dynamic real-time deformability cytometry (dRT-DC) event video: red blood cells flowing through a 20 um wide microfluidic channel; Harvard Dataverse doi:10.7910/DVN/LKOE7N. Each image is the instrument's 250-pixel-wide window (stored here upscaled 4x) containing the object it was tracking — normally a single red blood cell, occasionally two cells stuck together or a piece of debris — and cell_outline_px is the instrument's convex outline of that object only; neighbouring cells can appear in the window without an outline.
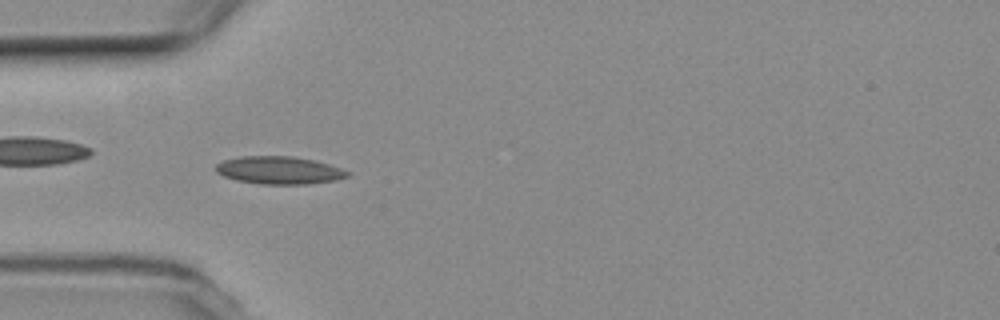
{"species": "common noctule bat (a hibernating species)", "species_latin": "Nyctalus noctula", "temperature_condition": "room temperature", "stored_images_in_passage": 53, "camera_frame_rate_fps": 3000, "um_per_image_px": 0.085, "animal": {"sex": "female", "body_mass_g": 19.3, "forearm_length_mm": 54.1}, "frame": {"image": 1, "passage_image": 15, "time_ms": 4.667, "image_size_px": [1000, 320], "cell_outline_px": [[352, 176], [336, 180], [308, 184], [260, 184], [236, 180], [224, 176], [216, 172], [212, 168], [216, 164], [224, 160], [240, 156], [292, 156], [316, 160], [352, 172]], "centroid_in_image_um": [23.74, 14.47], "position_along_channel_um": 61.3, "area_um2": 21.56}}
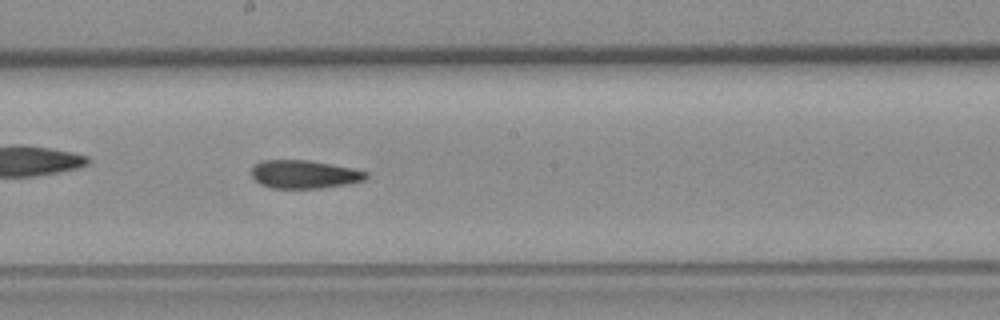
{"frame": {"image": 2, "passage_image": 28, "time_ms": 9.0, "image_size_px": [1000, 320], "cell_outline_px": [[368, 176], [364, 180], [348, 184], [320, 188], [272, 188], [260, 184], [252, 176], [252, 168], [260, 160], [304, 160], [352, 168], [368, 172]], "centroid_in_image_um": [25.85, 14.82], "position_along_channel_um": 222.3, "area_um2": 18.67}}
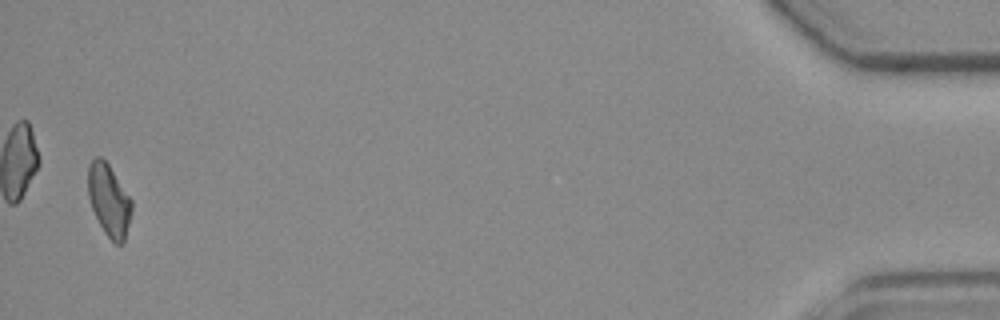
{"frame": {"image": 3, "passage_image": 52, "time_ms": 17.0, "image_size_px": [1000, 320], "cell_outline_px": [[132, 212], [124, 244], [116, 244], [104, 232], [92, 208], [88, 196], [88, 164], [96, 156], [100, 156], [108, 164], [132, 200]], "centroid_in_image_um": [9.27, 17.03], "position_along_channel_um": 425.9, "area_um2": 18.26}, "authors_computed_cell_mechanics": {"area_um2": 19.1896, "velocity_mm_per_s": 3.744, "shape_relaxation_time_tau1_ms": null, "shape_relaxation_time_tau2_ms": 3.4994, "deformation_change_tau1": null, "deformation_change_tau2": 0.0976}}